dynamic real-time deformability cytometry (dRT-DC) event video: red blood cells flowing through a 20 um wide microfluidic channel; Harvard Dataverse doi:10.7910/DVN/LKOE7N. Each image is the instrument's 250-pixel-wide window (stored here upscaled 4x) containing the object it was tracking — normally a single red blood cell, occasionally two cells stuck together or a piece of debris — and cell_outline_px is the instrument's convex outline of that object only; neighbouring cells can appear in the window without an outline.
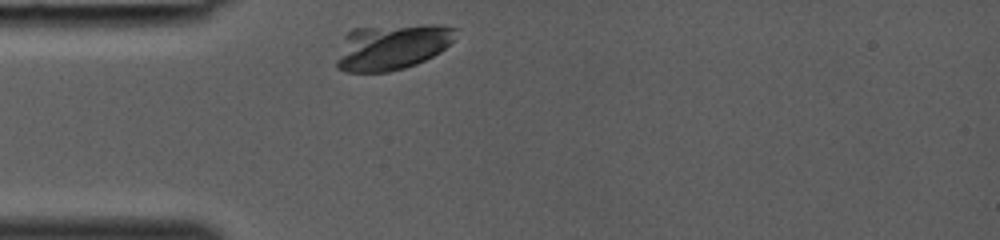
{"species": "common noctule bat (a hibernating species)", "species_latin": "Nyctalus noctula", "temperature_condition": "room temperature", "stored_images_in_passage": 23, "camera_frame_rate_fps": 3000, "um_per_image_px": 0.085, "animal": {"sex": "female", "body_mass_g": 19.0, "forearm_length_mm": 53.3}, "frame": {"image": 1, "passage_image": 1, "time_ms": 0.0, "image_size_px": [1000, 240], "cell_outline_px": [[456, 28], [452, 40], [440, 52], [416, 64], [404, 68], [388, 72], [344, 72], [336, 68], [336, 60], [344, 36], [352, 28], [424, 24], [436, 24]], "centroid_in_image_um": [33.25, 3.99], "position_along_channel_um": 51.8, "area_um2": 31.79}}
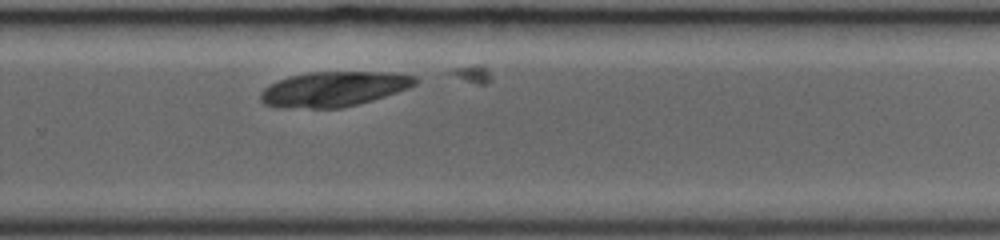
{"frame": {"image": 2, "passage_image": 17, "time_ms": 5.333, "image_size_px": [1000, 240], "cell_outline_px": [[420, 80], [416, 84], [408, 88], [360, 104], [340, 108], [280, 108], [264, 104], [260, 100], [260, 92], [264, 88], [280, 80], [292, 76], [308, 72], [392, 72], [416, 76]], "centroid_in_image_um": [28.38, 7.57], "position_along_channel_um": 301.4, "area_um2": 31.56}}
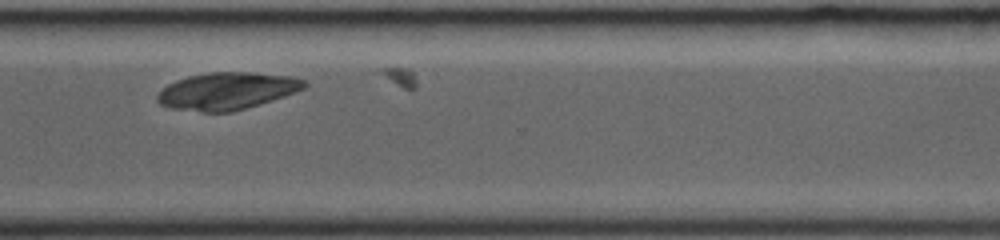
{"frame": {"image": 3, "passage_image": 20, "time_ms": 6.333, "image_size_px": [1000, 240], "cell_outline_px": [[308, 84], [304, 88], [284, 96], [272, 100], [232, 112], [200, 112], [168, 108], [160, 104], [156, 100], [156, 96], [168, 84], [176, 80], [188, 76], [208, 72], [252, 72], [292, 76], [308, 80]], "centroid_in_image_um": [19.29, 7.73], "position_along_channel_um": 351.3, "area_um2": 32.02}}